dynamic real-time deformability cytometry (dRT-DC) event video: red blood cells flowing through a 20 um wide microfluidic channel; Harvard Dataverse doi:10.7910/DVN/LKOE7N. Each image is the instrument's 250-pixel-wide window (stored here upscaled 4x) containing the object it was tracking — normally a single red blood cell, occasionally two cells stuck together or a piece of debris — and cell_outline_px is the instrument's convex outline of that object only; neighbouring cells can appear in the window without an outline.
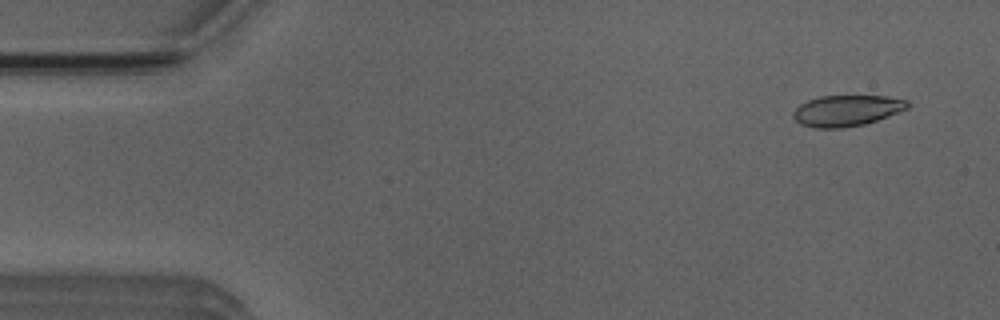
{"species": "Egyptian fruit bat (a non-hibernating species)", "species_latin": "Rousettus aegyptiacus", "temperature_condition": "room temperature", "stored_images_in_passage": 4, "camera_frame_rate_fps": 3000, "um_per_image_px": 0.085, "animal": {"sex": "male"}, "frame": {"image": 1, "passage_image": 1, "time_ms": 0.0, "image_size_px": [1000, 320], "cell_outline_px": [[912, 104], [908, 108], [888, 116], [864, 124], [840, 128], [816, 128], [800, 124], [792, 116], [792, 112], [800, 104], [808, 100], [820, 96], [884, 96], [908, 100]], "centroid_in_image_um": [71.97, 9.4], "position_along_channel_um": 13.0, "area_um2": 20.63}}
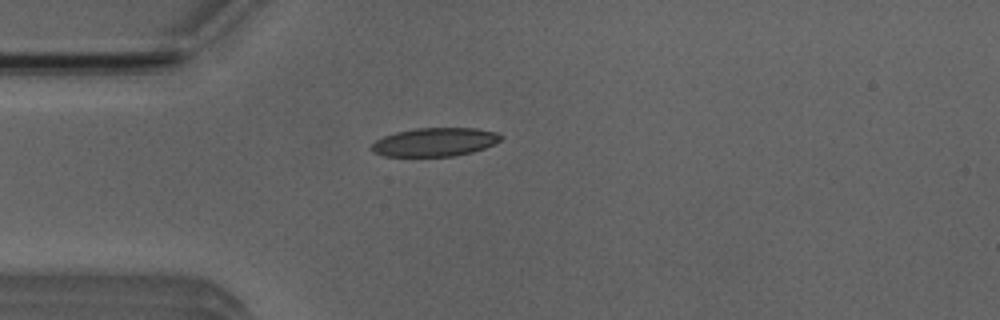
{"frame": {"image": 2, "passage_image": 4, "time_ms": 3.333, "image_size_px": [1000, 320], "cell_outline_px": [[504, 136], [500, 140], [484, 148], [472, 152], [456, 156], [384, 156], [372, 152], [372, 144], [376, 140], [384, 136], [396, 132], [416, 128], [476, 128], [496, 132]], "centroid_in_image_um": [36.96, 12.07], "position_along_channel_um": 48.0, "area_um2": 21.44}}